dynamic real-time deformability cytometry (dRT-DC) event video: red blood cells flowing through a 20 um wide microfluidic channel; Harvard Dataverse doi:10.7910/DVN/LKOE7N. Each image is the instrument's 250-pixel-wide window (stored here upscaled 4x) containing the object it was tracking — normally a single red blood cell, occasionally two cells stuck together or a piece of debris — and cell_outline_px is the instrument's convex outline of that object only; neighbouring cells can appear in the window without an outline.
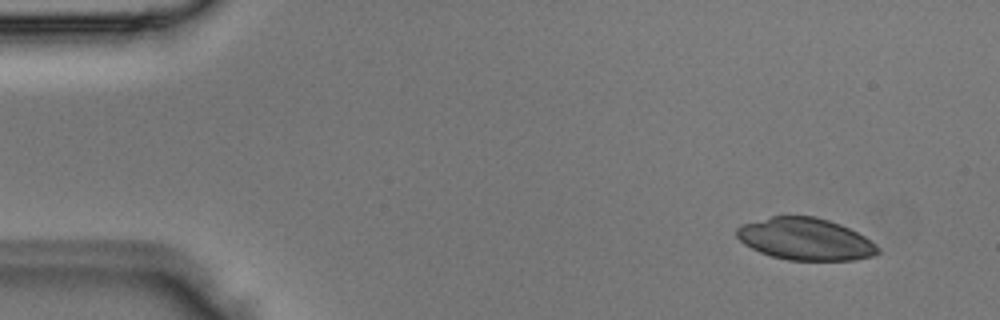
{"species": "Egyptian fruit bat (a non-hibernating species)", "species_latin": "Rousettus aegyptiacus", "temperature_condition": "room temperature", "stored_images_in_passage": 4, "camera_frame_rate_fps": 3000, "um_per_image_px": 0.085, "animal": {"sex": "male"}, "frame": {"image": 1, "passage_image": 1, "time_ms": 0.0, "image_size_px": [1000, 320], "cell_outline_px": [[880, 252], [872, 256], [856, 260], [788, 260], [772, 256], [760, 252], [744, 244], [736, 236], [736, 228], [740, 224], [772, 216], [816, 216], [840, 224], [864, 236], [876, 244], [880, 248]], "centroid_in_image_um": [68.45, 20.32], "position_along_channel_um": 16.6, "area_um2": 34.62}}